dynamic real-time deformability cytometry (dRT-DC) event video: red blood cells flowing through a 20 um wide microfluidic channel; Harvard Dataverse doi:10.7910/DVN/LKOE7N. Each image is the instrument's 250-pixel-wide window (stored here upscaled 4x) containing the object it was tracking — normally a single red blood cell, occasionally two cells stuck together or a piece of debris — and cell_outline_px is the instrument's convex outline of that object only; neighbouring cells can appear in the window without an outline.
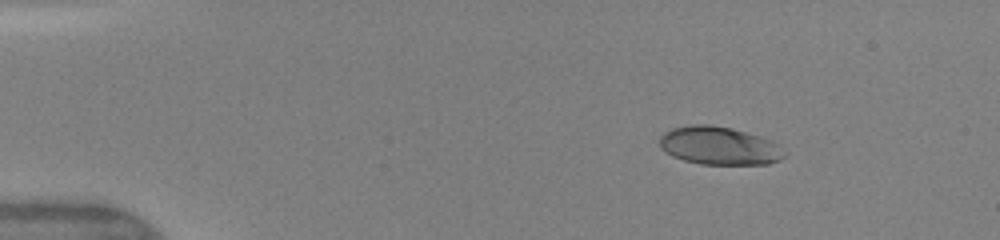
{"species": "human", "species_latin": "Homo sapiens", "temperature_condition": "warm", "stored_images_in_passage": 44, "camera_frame_rate_fps": 3000, "um_per_image_px": 0.085, "donor": {"sex": "female"}, "frame": {"image": 1, "passage_image": 2, "time_ms": 0.333, "image_size_px": [1000, 240], "cell_outline_px": [[788, 156], [780, 160], [768, 164], [700, 164], [684, 160], [672, 156], [660, 148], [660, 136], [664, 132], [672, 128], [692, 124], [708, 124], [732, 128], [772, 140], [788, 152]], "centroid_in_image_um": [61.17, 12.39], "position_along_channel_um": 23.8, "area_um2": 27.98}}
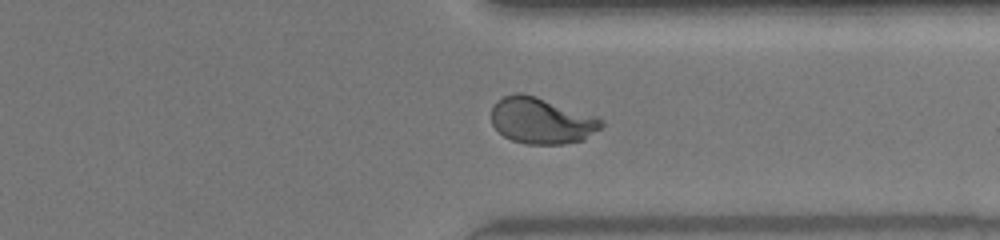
{"frame": {"image": 2, "passage_image": 33, "time_ms": 10.667, "image_size_px": [1000, 240], "cell_outline_px": [[604, 124], [600, 128], [584, 140], [564, 144], [524, 144], [512, 140], [504, 136], [492, 124], [492, 104], [496, 100], [504, 96], [516, 92], [520, 92], [536, 96], [596, 116], [604, 120]], "centroid_in_image_um": [46.02, 10.25], "position_along_channel_um": 365.4, "area_um2": 29.77}}
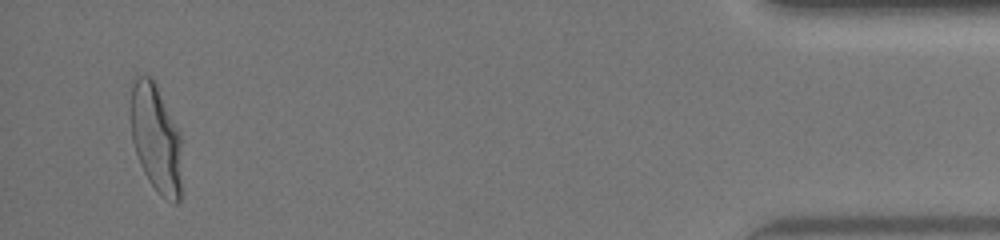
{"frame": {"image": 3, "passage_image": 42, "time_ms": 13.667, "image_size_px": [1000, 240], "cell_outline_px": [[180, 200], [176, 204], [160, 196], [148, 180], [140, 164], [132, 140], [132, 84], [136, 76], [152, 76], [180, 132]], "centroid_in_image_um": [13.27, 11.78], "position_along_channel_um": 421.9, "area_um2": 31.85}, "authors_computed_cell_mechanics": {"area_um2": 29.0445, "velocity_mm_per_s": 4.1583, "shape_relaxation_time_tau1_ms": 3.4793, "shape_relaxation_time_tau2_ms": null, "deformation_change_tau1": 0.2, "deformation_change_tau2": null}}